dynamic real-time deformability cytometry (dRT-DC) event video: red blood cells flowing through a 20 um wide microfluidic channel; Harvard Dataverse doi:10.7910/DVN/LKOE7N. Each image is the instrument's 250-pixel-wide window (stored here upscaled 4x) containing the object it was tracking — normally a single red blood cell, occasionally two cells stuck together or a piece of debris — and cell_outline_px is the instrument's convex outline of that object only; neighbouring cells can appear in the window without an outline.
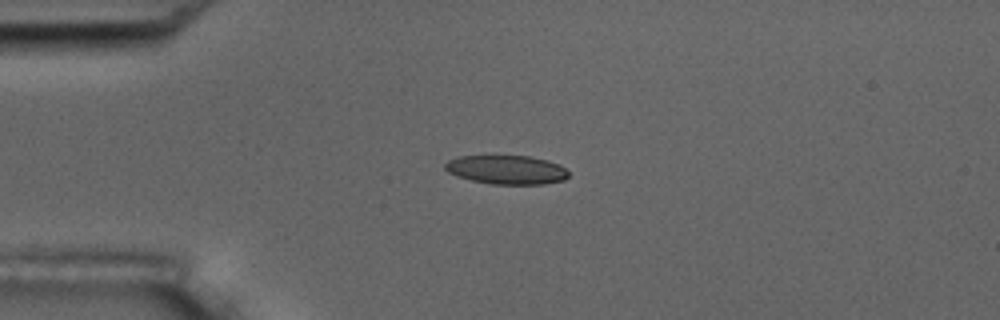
{"species": "common noctule bat (a hibernating species)", "species_latin": "Nyctalus noctula", "temperature_condition": "room temperature", "stored_images_in_passage": 4, "camera_frame_rate_fps": 3000, "um_per_image_px": 0.085, "animal": {"sex": "male", "body_mass_g": 17.5, "forearm_length_mm": 52.3}, "frame": {"image": 1, "passage_image": 3, "time_ms": 3.333, "image_size_px": [1000, 320], "cell_outline_px": [[568, 176], [564, 180], [544, 184], [492, 184], [472, 180], [456, 176], [448, 172], [444, 168], [444, 164], [448, 160], [456, 156], [528, 156], [548, 160], [560, 164], [568, 172]], "centroid_in_image_um": [43.05, 14.42], "position_along_channel_um": 42.0, "area_um2": 20.87}}